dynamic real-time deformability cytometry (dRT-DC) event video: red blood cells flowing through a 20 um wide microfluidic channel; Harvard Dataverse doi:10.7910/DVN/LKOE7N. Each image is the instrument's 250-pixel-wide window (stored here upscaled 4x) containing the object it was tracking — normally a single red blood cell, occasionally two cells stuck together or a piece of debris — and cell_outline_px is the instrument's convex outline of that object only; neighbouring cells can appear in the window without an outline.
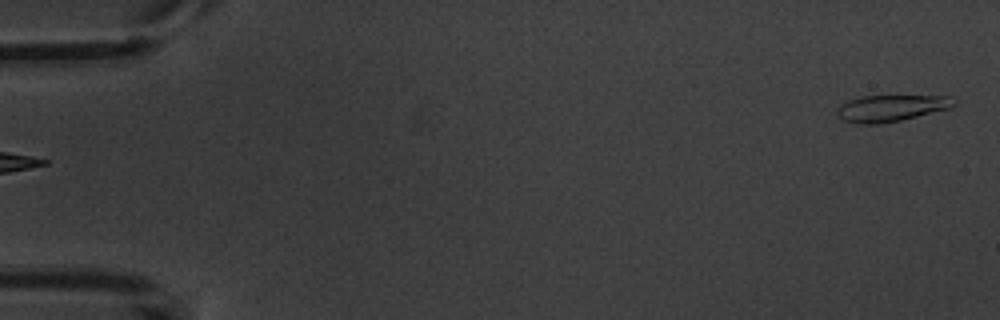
{"species": "common noctule bat (a hibernating species)", "species_latin": "Nyctalus noctula", "temperature_condition": "warm", "stored_images_in_passage": 6, "segment_of_instrument_passage": [2, 2], "camera_frame_rate_fps": 3000, "um_per_image_px": 0.085, "animal": {"sex": "male", "body_mass_g": 20.1, "forearm_length_mm": 53.5}, "frame": {"image": 1, "passage_image": 6, "time_ms": 6.333, "image_size_px": [1000, 320], "cell_outline_px": [[956, 104], [948, 108], [900, 120], [880, 124], [860, 124], [840, 120], [836, 112], [836, 108], [840, 104], [848, 100], [860, 96], [888, 92], [896, 92], [952, 96], [956, 100]], "centroid_in_image_um": [75.74, 9.1], "position_along_channel_um": 9.3, "area_um2": 19.54}}